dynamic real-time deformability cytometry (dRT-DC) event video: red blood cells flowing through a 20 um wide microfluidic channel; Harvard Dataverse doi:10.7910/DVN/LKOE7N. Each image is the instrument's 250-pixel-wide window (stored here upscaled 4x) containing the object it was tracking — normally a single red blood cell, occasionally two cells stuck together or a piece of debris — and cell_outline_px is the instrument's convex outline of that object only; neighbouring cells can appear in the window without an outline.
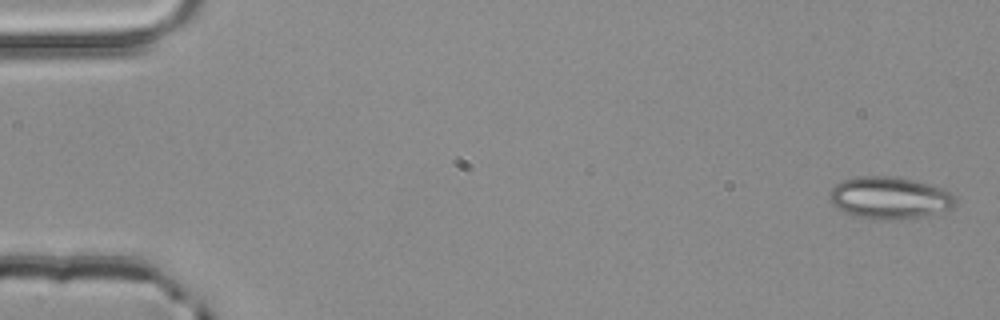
{"species": "common noctule bat (a hibernating species)", "species_latin": "Nyctalus noctula", "temperature_condition": "room temperature", "stored_images_in_passage": 3, "camera_frame_rate_fps": 3000, "um_per_image_px": 0.085, "animal": {"sex": "male", "body_mass_g": 20.4}, "frame": {"image": 1, "passage_image": 1, "time_ms": 0.0, "image_size_px": [1000, 320], "cell_outline_px": [[956, 204], [952, 208], [920, 216], [896, 220], [872, 220], [852, 216], [836, 208], [832, 204], [828, 196], [828, 192], [836, 184], [844, 180], [860, 176], [892, 176], [912, 180], [944, 188], [956, 196]], "centroid_in_image_um": [75.57, 16.83], "position_along_channel_um": 9.4, "area_um2": 31.1}}
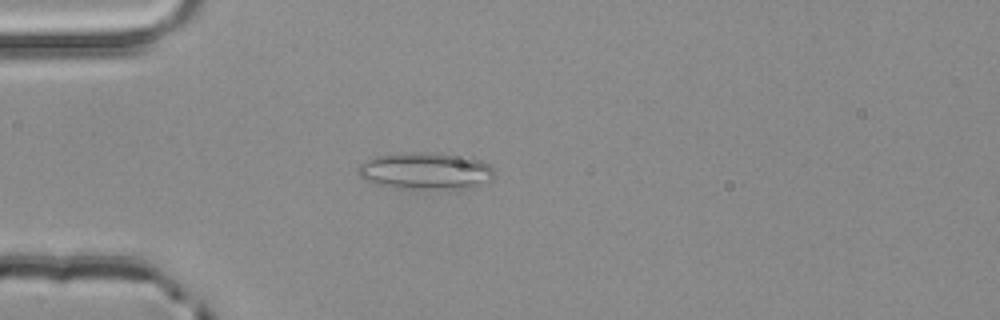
{"frame": {"image": 2, "passage_image": 3, "time_ms": 0.667, "image_size_px": [1000, 320], "cell_outline_px": [[496, 172], [492, 180], [468, 188], [412, 188], [380, 184], [364, 180], [356, 172], [356, 168], [360, 164], [376, 156], [404, 152], [428, 152], [472, 156], [488, 164]], "centroid_in_image_um": [36.22, 14.49], "position_along_channel_um": 48.8, "area_um2": 29.3}}